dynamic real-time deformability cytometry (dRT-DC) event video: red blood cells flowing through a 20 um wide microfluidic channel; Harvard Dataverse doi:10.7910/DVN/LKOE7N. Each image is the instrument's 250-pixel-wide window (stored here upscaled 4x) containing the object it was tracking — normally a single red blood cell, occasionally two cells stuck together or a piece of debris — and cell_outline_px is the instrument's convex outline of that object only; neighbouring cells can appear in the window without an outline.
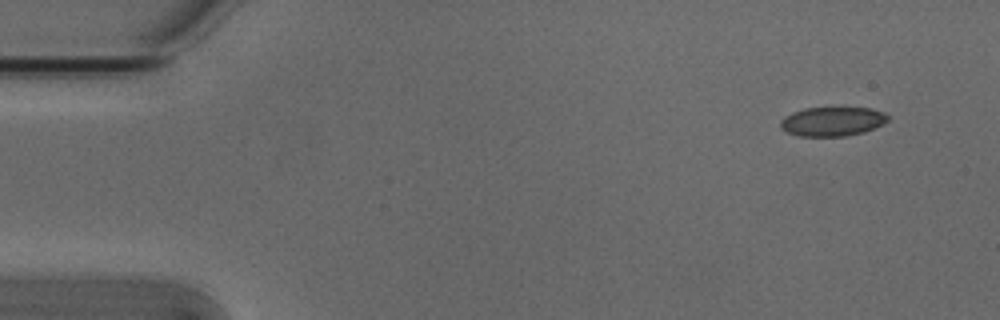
{"species": "Egyptian fruit bat (a non-hibernating species)", "species_latin": "Rousettus aegyptiacus", "temperature_condition": "cold", "stored_images_in_passage": 5, "segment_of_instrument_passage": [1, 2], "camera_frame_rate_fps": 3000, "um_per_image_px": 0.085, "animal": {"sex": "male"}, "frame": {"image": 1, "passage_image": 1, "time_ms": 0.0, "image_size_px": [1000, 320], "cell_outline_px": [[888, 120], [864, 132], [844, 136], [800, 136], [788, 132], [780, 128], [780, 120], [784, 116], [792, 112], [804, 108], [868, 108], [884, 112], [888, 116]], "centroid_in_image_um": [70.7, 10.32], "position_along_channel_um": 14.3, "area_um2": 18.09}}
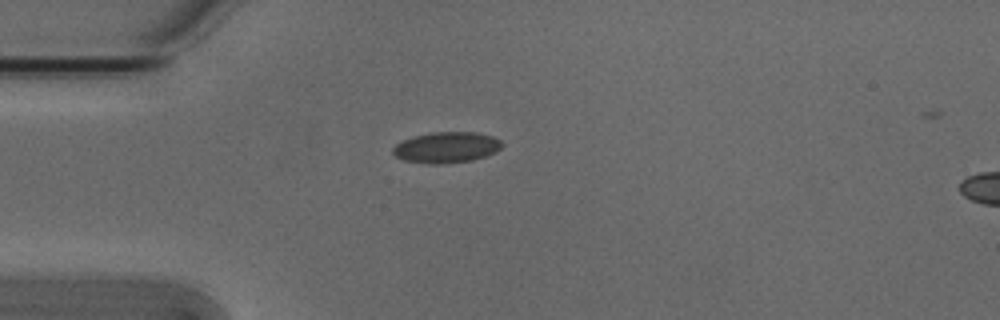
{"frame": {"image": 2, "passage_image": 4, "time_ms": 1.0, "image_size_px": [1000, 320], "cell_outline_px": [[504, 144], [496, 152], [472, 160], [440, 164], [428, 164], [404, 160], [396, 156], [392, 152], [392, 148], [396, 144], [412, 136], [432, 132], [476, 132], [492, 136], [500, 140]], "centroid_in_image_um": [37.94, 12.52], "position_along_channel_um": 47.1, "area_um2": 19.65}}